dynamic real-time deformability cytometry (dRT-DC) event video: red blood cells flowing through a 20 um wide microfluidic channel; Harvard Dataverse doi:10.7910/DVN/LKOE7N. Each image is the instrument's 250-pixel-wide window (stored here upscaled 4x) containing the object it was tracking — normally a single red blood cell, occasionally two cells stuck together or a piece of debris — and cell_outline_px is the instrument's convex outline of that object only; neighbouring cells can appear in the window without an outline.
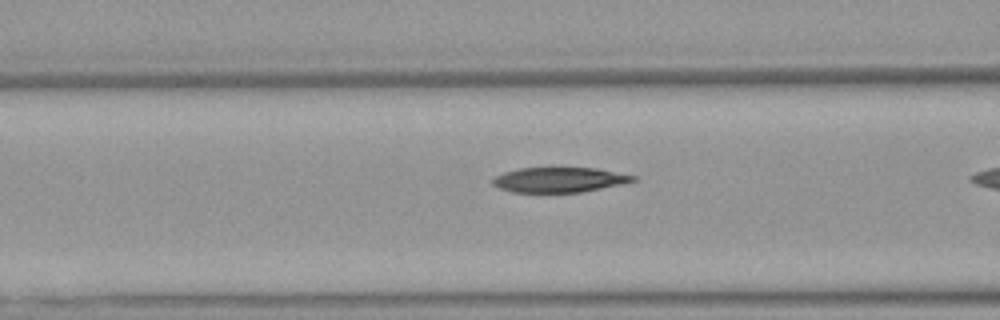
{"species": "Egyptian fruit bat (a non-hibernating species)", "species_latin": "Rousettus aegyptiacus", "temperature_condition": "warm", "stored_images_in_passage": 21, "camera_frame_rate_fps": 3000, "um_per_image_px": 0.085, "animal": {"sex": "female"}, "frame": {"image": 1, "passage_image": 16, "time_ms": 5.0, "image_size_px": [1000, 320], "cell_outline_px": [[636, 180], [620, 184], [580, 192], [512, 192], [500, 188], [492, 184], [492, 176], [504, 172], [520, 168], [596, 168], [636, 176]], "centroid_in_image_um": [47.48, 15.28], "position_along_channel_um": 119.1, "area_um2": 20.23}}